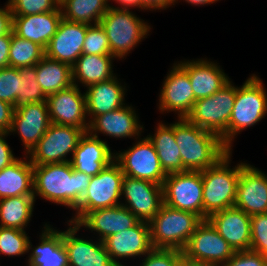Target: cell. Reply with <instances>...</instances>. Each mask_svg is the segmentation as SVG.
Masks as SVG:
<instances>
[{
    "mask_svg": "<svg viewBox=\"0 0 267 266\" xmlns=\"http://www.w3.org/2000/svg\"><path fill=\"white\" fill-rule=\"evenodd\" d=\"M87 24L70 22L62 18L56 34L45 48V56L71 67L82 55Z\"/></svg>",
    "mask_w": 267,
    "mask_h": 266,
    "instance_id": "20",
    "label": "cell"
},
{
    "mask_svg": "<svg viewBox=\"0 0 267 266\" xmlns=\"http://www.w3.org/2000/svg\"><path fill=\"white\" fill-rule=\"evenodd\" d=\"M115 161L125 176L163 185L167 174L161 167L153 143L148 137L139 138L132 147L115 152Z\"/></svg>",
    "mask_w": 267,
    "mask_h": 266,
    "instance_id": "12",
    "label": "cell"
},
{
    "mask_svg": "<svg viewBox=\"0 0 267 266\" xmlns=\"http://www.w3.org/2000/svg\"><path fill=\"white\" fill-rule=\"evenodd\" d=\"M109 0H60L63 19L70 22L99 24L110 7Z\"/></svg>",
    "mask_w": 267,
    "mask_h": 266,
    "instance_id": "34",
    "label": "cell"
},
{
    "mask_svg": "<svg viewBox=\"0 0 267 266\" xmlns=\"http://www.w3.org/2000/svg\"><path fill=\"white\" fill-rule=\"evenodd\" d=\"M234 253V249L208 220L197 226L182 250L185 259L211 266L226 263Z\"/></svg>",
    "mask_w": 267,
    "mask_h": 266,
    "instance_id": "11",
    "label": "cell"
},
{
    "mask_svg": "<svg viewBox=\"0 0 267 266\" xmlns=\"http://www.w3.org/2000/svg\"><path fill=\"white\" fill-rule=\"evenodd\" d=\"M62 18L60 6L50 12L12 16V31L20 38L35 42L45 49L56 34Z\"/></svg>",
    "mask_w": 267,
    "mask_h": 266,
    "instance_id": "26",
    "label": "cell"
},
{
    "mask_svg": "<svg viewBox=\"0 0 267 266\" xmlns=\"http://www.w3.org/2000/svg\"><path fill=\"white\" fill-rule=\"evenodd\" d=\"M29 235L26 231L0 226V255L13 257L28 252Z\"/></svg>",
    "mask_w": 267,
    "mask_h": 266,
    "instance_id": "37",
    "label": "cell"
},
{
    "mask_svg": "<svg viewBox=\"0 0 267 266\" xmlns=\"http://www.w3.org/2000/svg\"><path fill=\"white\" fill-rule=\"evenodd\" d=\"M174 135L185 171H204L230 151L218 135L191 124L186 118L174 122Z\"/></svg>",
    "mask_w": 267,
    "mask_h": 266,
    "instance_id": "2",
    "label": "cell"
},
{
    "mask_svg": "<svg viewBox=\"0 0 267 266\" xmlns=\"http://www.w3.org/2000/svg\"><path fill=\"white\" fill-rule=\"evenodd\" d=\"M34 204V195L0 199V226L25 231L33 216Z\"/></svg>",
    "mask_w": 267,
    "mask_h": 266,
    "instance_id": "33",
    "label": "cell"
},
{
    "mask_svg": "<svg viewBox=\"0 0 267 266\" xmlns=\"http://www.w3.org/2000/svg\"><path fill=\"white\" fill-rule=\"evenodd\" d=\"M124 176L120 165L114 160L91 177L89 187L74 210V216L68 221L77 223L87 212L121 205Z\"/></svg>",
    "mask_w": 267,
    "mask_h": 266,
    "instance_id": "8",
    "label": "cell"
},
{
    "mask_svg": "<svg viewBox=\"0 0 267 266\" xmlns=\"http://www.w3.org/2000/svg\"><path fill=\"white\" fill-rule=\"evenodd\" d=\"M220 266H267V257L251 250L238 251Z\"/></svg>",
    "mask_w": 267,
    "mask_h": 266,
    "instance_id": "43",
    "label": "cell"
},
{
    "mask_svg": "<svg viewBox=\"0 0 267 266\" xmlns=\"http://www.w3.org/2000/svg\"><path fill=\"white\" fill-rule=\"evenodd\" d=\"M250 250L267 257V212L251 215Z\"/></svg>",
    "mask_w": 267,
    "mask_h": 266,
    "instance_id": "41",
    "label": "cell"
},
{
    "mask_svg": "<svg viewBox=\"0 0 267 266\" xmlns=\"http://www.w3.org/2000/svg\"><path fill=\"white\" fill-rule=\"evenodd\" d=\"M36 247L28 242L27 266H69L68 254L63 242V231L45 223Z\"/></svg>",
    "mask_w": 267,
    "mask_h": 266,
    "instance_id": "28",
    "label": "cell"
},
{
    "mask_svg": "<svg viewBox=\"0 0 267 266\" xmlns=\"http://www.w3.org/2000/svg\"><path fill=\"white\" fill-rule=\"evenodd\" d=\"M46 103L51 123L71 125L88 131L86 96L85 92L81 93L79 86L72 84L55 94L47 96Z\"/></svg>",
    "mask_w": 267,
    "mask_h": 266,
    "instance_id": "15",
    "label": "cell"
},
{
    "mask_svg": "<svg viewBox=\"0 0 267 266\" xmlns=\"http://www.w3.org/2000/svg\"><path fill=\"white\" fill-rule=\"evenodd\" d=\"M267 93L259 76L251 74L242 86H236L235 103L228 125V149L242 130L260 122L267 115Z\"/></svg>",
    "mask_w": 267,
    "mask_h": 266,
    "instance_id": "5",
    "label": "cell"
},
{
    "mask_svg": "<svg viewBox=\"0 0 267 266\" xmlns=\"http://www.w3.org/2000/svg\"><path fill=\"white\" fill-rule=\"evenodd\" d=\"M67 230L63 231V242L68 254L69 266H117L107 252L103 241L78 237L82 228L67 221ZM77 236V237H76Z\"/></svg>",
    "mask_w": 267,
    "mask_h": 266,
    "instance_id": "18",
    "label": "cell"
},
{
    "mask_svg": "<svg viewBox=\"0 0 267 266\" xmlns=\"http://www.w3.org/2000/svg\"><path fill=\"white\" fill-rule=\"evenodd\" d=\"M12 30V12L7 2L4 7H0V36L8 34Z\"/></svg>",
    "mask_w": 267,
    "mask_h": 266,
    "instance_id": "47",
    "label": "cell"
},
{
    "mask_svg": "<svg viewBox=\"0 0 267 266\" xmlns=\"http://www.w3.org/2000/svg\"><path fill=\"white\" fill-rule=\"evenodd\" d=\"M185 2H187L188 4H191V5H196V6H204V5H208V4H213L215 3L216 1L215 0H184ZM178 0H174V5L175 3H177Z\"/></svg>",
    "mask_w": 267,
    "mask_h": 266,
    "instance_id": "50",
    "label": "cell"
},
{
    "mask_svg": "<svg viewBox=\"0 0 267 266\" xmlns=\"http://www.w3.org/2000/svg\"><path fill=\"white\" fill-rule=\"evenodd\" d=\"M182 257L180 250L153 248L144 256L139 266H177Z\"/></svg>",
    "mask_w": 267,
    "mask_h": 266,
    "instance_id": "42",
    "label": "cell"
},
{
    "mask_svg": "<svg viewBox=\"0 0 267 266\" xmlns=\"http://www.w3.org/2000/svg\"><path fill=\"white\" fill-rule=\"evenodd\" d=\"M147 137L153 143L161 167L166 174L185 171L181 162V153L175 141L174 123L159 122L155 133Z\"/></svg>",
    "mask_w": 267,
    "mask_h": 266,
    "instance_id": "31",
    "label": "cell"
},
{
    "mask_svg": "<svg viewBox=\"0 0 267 266\" xmlns=\"http://www.w3.org/2000/svg\"><path fill=\"white\" fill-rule=\"evenodd\" d=\"M82 54L111 55L107 34L100 23L93 25L87 24Z\"/></svg>",
    "mask_w": 267,
    "mask_h": 266,
    "instance_id": "38",
    "label": "cell"
},
{
    "mask_svg": "<svg viewBox=\"0 0 267 266\" xmlns=\"http://www.w3.org/2000/svg\"><path fill=\"white\" fill-rule=\"evenodd\" d=\"M207 220L235 252L250 250V215L234 206L211 214Z\"/></svg>",
    "mask_w": 267,
    "mask_h": 266,
    "instance_id": "21",
    "label": "cell"
},
{
    "mask_svg": "<svg viewBox=\"0 0 267 266\" xmlns=\"http://www.w3.org/2000/svg\"><path fill=\"white\" fill-rule=\"evenodd\" d=\"M45 56V49L39 44L20 38L11 30L9 67L24 68L36 65Z\"/></svg>",
    "mask_w": 267,
    "mask_h": 266,
    "instance_id": "35",
    "label": "cell"
},
{
    "mask_svg": "<svg viewBox=\"0 0 267 266\" xmlns=\"http://www.w3.org/2000/svg\"><path fill=\"white\" fill-rule=\"evenodd\" d=\"M125 206L140 221L149 223L164 203L163 186L147 180L124 176L121 198Z\"/></svg>",
    "mask_w": 267,
    "mask_h": 266,
    "instance_id": "13",
    "label": "cell"
},
{
    "mask_svg": "<svg viewBox=\"0 0 267 266\" xmlns=\"http://www.w3.org/2000/svg\"><path fill=\"white\" fill-rule=\"evenodd\" d=\"M231 156L232 151H229L214 166L201 171L203 220L215 212L235 206L240 171L247 163L240 162L231 168Z\"/></svg>",
    "mask_w": 267,
    "mask_h": 266,
    "instance_id": "3",
    "label": "cell"
},
{
    "mask_svg": "<svg viewBox=\"0 0 267 266\" xmlns=\"http://www.w3.org/2000/svg\"><path fill=\"white\" fill-rule=\"evenodd\" d=\"M235 207L250 216L267 212V174L249 163L240 171Z\"/></svg>",
    "mask_w": 267,
    "mask_h": 266,
    "instance_id": "19",
    "label": "cell"
},
{
    "mask_svg": "<svg viewBox=\"0 0 267 266\" xmlns=\"http://www.w3.org/2000/svg\"><path fill=\"white\" fill-rule=\"evenodd\" d=\"M110 45L111 55L124 59L151 32V26L129 9L109 7L101 18Z\"/></svg>",
    "mask_w": 267,
    "mask_h": 266,
    "instance_id": "6",
    "label": "cell"
},
{
    "mask_svg": "<svg viewBox=\"0 0 267 266\" xmlns=\"http://www.w3.org/2000/svg\"><path fill=\"white\" fill-rule=\"evenodd\" d=\"M51 124L46 101L33 102L15 107L9 134H18L28 155L46 133Z\"/></svg>",
    "mask_w": 267,
    "mask_h": 266,
    "instance_id": "16",
    "label": "cell"
},
{
    "mask_svg": "<svg viewBox=\"0 0 267 266\" xmlns=\"http://www.w3.org/2000/svg\"><path fill=\"white\" fill-rule=\"evenodd\" d=\"M178 63L188 73L196 100L212 96L231 80L217 62L207 58Z\"/></svg>",
    "mask_w": 267,
    "mask_h": 266,
    "instance_id": "25",
    "label": "cell"
},
{
    "mask_svg": "<svg viewBox=\"0 0 267 266\" xmlns=\"http://www.w3.org/2000/svg\"><path fill=\"white\" fill-rule=\"evenodd\" d=\"M11 31L0 36V69L9 67Z\"/></svg>",
    "mask_w": 267,
    "mask_h": 266,
    "instance_id": "48",
    "label": "cell"
},
{
    "mask_svg": "<svg viewBox=\"0 0 267 266\" xmlns=\"http://www.w3.org/2000/svg\"><path fill=\"white\" fill-rule=\"evenodd\" d=\"M71 157L70 163L74 170L93 177L115 160V153H112L107 141L87 131Z\"/></svg>",
    "mask_w": 267,
    "mask_h": 266,
    "instance_id": "23",
    "label": "cell"
},
{
    "mask_svg": "<svg viewBox=\"0 0 267 266\" xmlns=\"http://www.w3.org/2000/svg\"><path fill=\"white\" fill-rule=\"evenodd\" d=\"M85 130L71 125L51 123L43 137L27 155L32 165L70 162Z\"/></svg>",
    "mask_w": 267,
    "mask_h": 266,
    "instance_id": "9",
    "label": "cell"
},
{
    "mask_svg": "<svg viewBox=\"0 0 267 266\" xmlns=\"http://www.w3.org/2000/svg\"><path fill=\"white\" fill-rule=\"evenodd\" d=\"M19 80V68L7 67L0 69V100L17 107Z\"/></svg>",
    "mask_w": 267,
    "mask_h": 266,
    "instance_id": "39",
    "label": "cell"
},
{
    "mask_svg": "<svg viewBox=\"0 0 267 266\" xmlns=\"http://www.w3.org/2000/svg\"><path fill=\"white\" fill-rule=\"evenodd\" d=\"M164 204L197 214L203 220V182L199 171L167 174L163 183Z\"/></svg>",
    "mask_w": 267,
    "mask_h": 266,
    "instance_id": "10",
    "label": "cell"
},
{
    "mask_svg": "<svg viewBox=\"0 0 267 266\" xmlns=\"http://www.w3.org/2000/svg\"><path fill=\"white\" fill-rule=\"evenodd\" d=\"M115 59L112 55L82 54L72 66L73 84L87 88L113 78L116 75L112 70Z\"/></svg>",
    "mask_w": 267,
    "mask_h": 266,
    "instance_id": "30",
    "label": "cell"
},
{
    "mask_svg": "<svg viewBox=\"0 0 267 266\" xmlns=\"http://www.w3.org/2000/svg\"><path fill=\"white\" fill-rule=\"evenodd\" d=\"M9 135V133L0 132V171L18 159L5 140Z\"/></svg>",
    "mask_w": 267,
    "mask_h": 266,
    "instance_id": "44",
    "label": "cell"
},
{
    "mask_svg": "<svg viewBox=\"0 0 267 266\" xmlns=\"http://www.w3.org/2000/svg\"><path fill=\"white\" fill-rule=\"evenodd\" d=\"M132 105H125L119 109L96 116L90 123L88 132L99 137L98 134H105L111 138H133L139 139L144 129L139 122Z\"/></svg>",
    "mask_w": 267,
    "mask_h": 266,
    "instance_id": "22",
    "label": "cell"
},
{
    "mask_svg": "<svg viewBox=\"0 0 267 266\" xmlns=\"http://www.w3.org/2000/svg\"><path fill=\"white\" fill-rule=\"evenodd\" d=\"M115 75L113 78L91 85L85 91L86 112L89 123L98 115L125 106L126 84L122 85Z\"/></svg>",
    "mask_w": 267,
    "mask_h": 266,
    "instance_id": "27",
    "label": "cell"
},
{
    "mask_svg": "<svg viewBox=\"0 0 267 266\" xmlns=\"http://www.w3.org/2000/svg\"><path fill=\"white\" fill-rule=\"evenodd\" d=\"M196 99L186 70L175 62L164 78L159 94L160 113L175 112L177 118H186L193 109Z\"/></svg>",
    "mask_w": 267,
    "mask_h": 266,
    "instance_id": "14",
    "label": "cell"
},
{
    "mask_svg": "<svg viewBox=\"0 0 267 266\" xmlns=\"http://www.w3.org/2000/svg\"><path fill=\"white\" fill-rule=\"evenodd\" d=\"M33 195L54 204L76 209L91 177L72 168L70 162L33 165Z\"/></svg>",
    "mask_w": 267,
    "mask_h": 266,
    "instance_id": "1",
    "label": "cell"
},
{
    "mask_svg": "<svg viewBox=\"0 0 267 266\" xmlns=\"http://www.w3.org/2000/svg\"><path fill=\"white\" fill-rule=\"evenodd\" d=\"M139 221L125 206L119 205L87 212L76 224L97 232L99 240L103 241L110 235L135 226Z\"/></svg>",
    "mask_w": 267,
    "mask_h": 266,
    "instance_id": "24",
    "label": "cell"
},
{
    "mask_svg": "<svg viewBox=\"0 0 267 266\" xmlns=\"http://www.w3.org/2000/svg\"><path fill=\"white\" fill-rule=\"evenodd\" d=\"M12 16H23L54 11L60 0H8Z\"/></svg>",
    "mask_w": 267,
    "mask_h": 266,
    "instance_id": "40",
    "label": "cell"
},
{
    "mask_svg": "<svg viewBox=\"0 0 267 266\" xmlns=\"http://www.w3.org/2000/svg\"><path fill=\"white\" fill-rule=\"evenodd\" d=\"M203 220L195 213L179 210L163 203L148 223L154 249L182 251Z\"/></svg>",
    "mask_w": 267,
    "mask_h": 266,
    "instance_id": "4",
    "label": "cell"
},
{
    "mask_svg": "<svg viewBox=\"0 0 267 266\" xmlns=\"http://www.w3.org/2000/svg\"><path fill=\"white\" fill-rule=\"evenodd\" d=\"M37 83L47 97L73 84L72 67L44 56L36 64Z\"/></svg>",
    "mask_w": 267,
    "mask_h": 266,
    "instance_id": "32",
    "label": "cell"
},
{
    "mask_svg": "<svg viewBox=\"0 0 267 266\" xmlns=\"http://www.w3.org/2000/svg\"><path fill=\"white\" fill-rule=\"evenodd\" d=\"M177 266H211V265L190 261L182 257Z\"/></svg>",
    "mask_w": 267,
    "mask_h": 266,
    "instance_id": "51",
    "label": "cell"
},
{
    "mask_svg": "<svg viewBox=\"0 0 267 266\" xmlns=\"http://www.w3.org/2000/svg\"><path fill=\"white\" fill-rule=\"evenodd\" d=\"M111 1V0H109ZM113 2L120 4L121 7L112 6L110 4V7L116 8V9H130V8H139V0H112Z\"/></svg>",
    "mask_w": 267,
    "mask_h": 266,
    "instance_id": "49",
    "label": "cell"
},
{
    "mask_svg": "<svg viewBox=\"0 0 267 266\" xmlns=\"http://www.w3.org/2000/svg\"><path fill=\"white\" fill-rule=\"evenodd\" d=\"M103 243L117 266H127L122 264L123 261L119 262V259H135L137 257L140 259L153 249L149 224L144 221H139L133 227L108 236Z\"/></svg>",
    "mask_w": 267,
    "mask_h": 266,
    "instance_id": "17",
    "label": "cell"
},
{
    "mask_svg": "<svg viewBox=\"0 0 267 266\" xmlns=\"http://www.w3.org/2000/svg\"><path fill=\"white\" fill-rule=\"evenodd\" d=\"M33 165L27 155L0 171V199L33 195Z\"/></svg>",
    "mask_w": 267,
    "mask_h": 266,
    "instance_id": "29",
    "label": "cell"
},
{
    "mask_svg": "<svg viewBox=\"0 0 267 266\" xmlns=\"http://www.w3.org/2000/svg\"><path fill=\"white\" fill-rule=\"evenodd\" d=\"M235 97L236 86L229 81L212 96L196 100L186 119L191 124L218 135L228 148V125Z\"/></svg>",
    "mask_w": 267,
    "mask_h": 266,
    "instance_id": "7",
    "label": "cell"
},
{
    "mask_svg": "<svg viewBox=\"0 0 267 266\" xmlns=\"http://www.w3.org/2000/svg\"><path fill=\"white\" fill-rule=\"evenodd\" d=\"M174 5V0H139V9L143 10H166Z\"/></svg>",
    "mask_w": 267,
    "mask_h": 266,
    "instance_id": "46",
    "label": "cell"
},
{
    "mask_svg": "<svg viewBox=\"0 0 267 266\" xmlns=\"http://www.w3.org/2000/svg\"><path fill=\"white\" fill-rule=\"evenodd\" d=\"M14 111L15 106L0 100V132L9 133L12 126Z\"/></svg>",
    "mask_w": 267,
    "mask_h": 266,
    "instance_id": "45",
    "label": "cell"
},
{
    "mask_svg": "<svg viewBox=\"0 0 267 266\" xmlns=\"http://www.w3.org/2000/svg\"><path fill=\"white\" fill-rule=\"evenodd\" d=\"M19 73V97L17 98V106L46 101L47 97L36 81V65L19 68Z\"/></svg>",
    "mask_w": 267,
    "mask_h": 266,
    "instance_id": "36",
    "label": "cell"
}]
</instances>
